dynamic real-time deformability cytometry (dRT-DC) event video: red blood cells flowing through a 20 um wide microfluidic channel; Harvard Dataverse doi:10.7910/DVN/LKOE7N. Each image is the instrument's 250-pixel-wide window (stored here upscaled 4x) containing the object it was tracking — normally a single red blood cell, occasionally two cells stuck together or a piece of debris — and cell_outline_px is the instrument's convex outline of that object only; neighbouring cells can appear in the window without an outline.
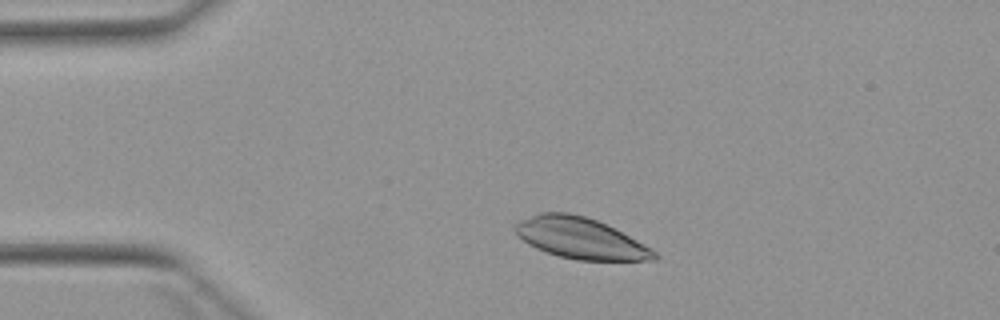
{"species": "Egyptian fruit bat (a non-hibernating species)", "species_latin": "Rousettus aegyptiacus", "temperature_condition": "warm", "stored_images_in_passage": 2, "camera_frame_rate_fps": 3000, "um_per_image_px": 0.085, "animal": {"sex": "female"}, "frame": {"image": 1, "passage_image": 1, "time_ms": 0.0, "image_size_px": [1000, 320], "cell_outline_px": [[660, 256], [656, 260], [576, 260], [560, 256], [536, 248], [528, 244], [512, 228], [520, 220], [540, 212], [568, 212], [584, 216], [596, 220], [652, 248]], "centroid_in_image_um": [49.33, 20.25], "position_along_channel_um": 35.7, "area_um2": 32.83}}